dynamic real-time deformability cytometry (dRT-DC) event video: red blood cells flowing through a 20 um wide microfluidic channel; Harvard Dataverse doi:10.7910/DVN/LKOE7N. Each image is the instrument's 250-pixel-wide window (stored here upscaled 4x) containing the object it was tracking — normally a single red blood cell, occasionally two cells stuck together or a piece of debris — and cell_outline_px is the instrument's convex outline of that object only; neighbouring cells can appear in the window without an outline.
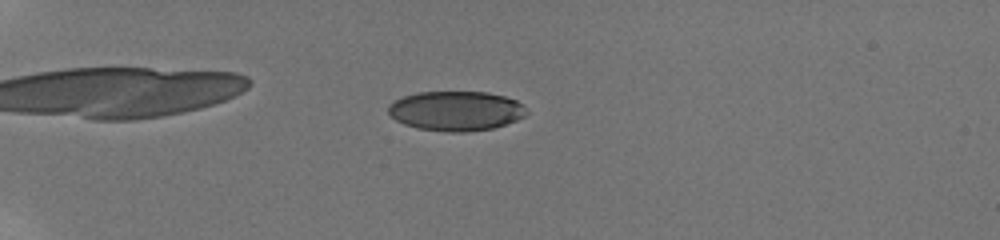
{"species": "human", "species_latin": "Homo sapiens", "temperature_condition": "room temperature", "stored_images_in_passage": 63, "camera_frame_rate_fps": 3000, "um_per_image_px": 0.085, "donor": {"sex": "male"}, "frame": {"image": 1, "passage_image": 21, "time_ms": 6.0, "image_size_px": [1000, 240], "cell_outline_px": [[528, 112], [524, 116], [516, 120], [492, 128], [468, 132], [448, 132], [416, 128], [404, 124], [396, 120], [388, 112], [388, 104], [392, 100], [416, 92], [488, 92], [504, 96], [516, 100], [524, 104]], "centroid_in_image_um": [38.74, 9.42], "position_along_channel_um": 46.3, "area_um2": 32.14}}
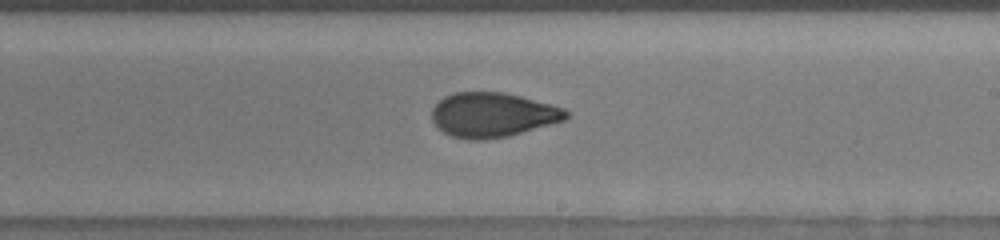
{"frame": {"image": 2, "passage_image": 47, "time_ms": 12.667, "image_size_px": [1000, 240], "cell_outline_px": [[568, 116], [564, 120], [508, 136], [484, 140], [468, 140], [452, 136], [436, 128], [432, 120], [432, 108], [444, 96], [456, 92], [504, 92], [520, 96], [564, 108], [568, 112]], "centroid_in_image_um": [41.83, 9.77], "position_along_channel_um": 247.2, "area_um2": 34.74}}
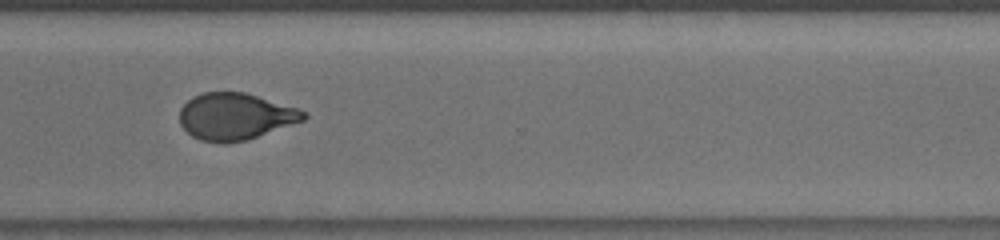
{"frame": {"image": 3, "passage_image": 62, "time_ms": 15.333, "image_size_px": [1000, 240], "cell_outline_px": [[308, 116], [304, 120], [244, 140], [224, 144], [200, 140], [192, 136], [180, 124], [180, 108], [192, 96], [200, 92], [244, 92], [300, 108]], "centroid_in_image_um": [19.98, 9.88], "position_along_channel_um": 350.6, "area_um2": 33.7}}